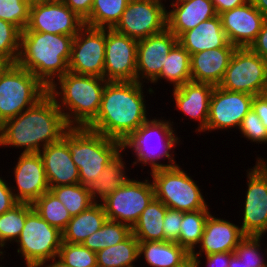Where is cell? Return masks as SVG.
<instances>
[{
	"mask_svg": "<svg viewBox=\"0 0 267 267\" xmlns=\"http://www.w3.org/2000/svg\"><path fill=\"white\" fill-rule=\"evenodd\" d=\"M143 181L129 179L101 202L108 220L134 226L155 198L153 182L147 178Z\"/></svg>",
	"mask_w": 267,
	"mask_h": 267,
	"instance_id": "obj_11",
	"label": "cell"
},
{
	"mask_svg": "<svg viewBox=\"0 0 267 267\" xmlns=\"http://www.w3.org/2000/svg\"><path fill=\"white\" fill-rule=\"evenodd\" d=\"M30 4H34V3H40V2H46V1H50V0H28Z\"/></svg>",
	"mask_w": 267,
	"mask_h": 267,
	"instance_id": "obj_55",
	"label": "cell"
},
{
	"mask_svg": "<svg viewBox=\"0 0 267 267\" xmlns=\"http://www.w3.org/2000/svg\"><path fill=\"white\" fill-rule=\"evenodd\" d=\"M58 258L70 267H95L97 265L96 252L79 243L62 242Z\"/></svg>",
	"mask_w": 267,
	"mask_h": 267,
	"instance_id": "obj_41",
	"label": "cell"
},
{
	"mask_svg": "<svg viewBox=\"0 0 267 267\" xmlns=\"http://www.w3.org/2000/svg\"><path fill=\"white\" fill-rule=\"evenodd\" d=\"M267 159L257 158L256 164L247 170L242 225L245 236H264L267 233Z\"/></svg>",
	"mask_w": 267,
	"mask_h": 267,
	"instance_id": "obj_12",
	"label": "cell"
},
{
	"mask_svg": "<svg viewBox=\"0 0 267 267\" xmlns=\"http://www.w3.org/2000/svg\"><path fill=\"white\" fill-rule=\"evenodd\" d=\"M62 2L85 20L90 15L94 0H62Z\"/></svg>",
	"mask_w": 267,
	"mask_h": 267,
	"instance_id": "obj_47",
	"label": "cell"
},
{
	"mask_svg": "<svg viewBox=\"0 0 267 267\" xmlns=\"http://www.w3.org/2000/svg\"><path fill=\"white\" fill-rule=\"evenodd\" d=\"M21 30L0 19V59L16 63L20 52Z\"/></svg>",
	"mask_w": 267,
	"mask_h": 267,
	"instance_id": "obj_40",
	"label": "cell"
},
{
	"mask_svg": "<svg viewBox=\"0 0 267 267\" xmlns=\"http://www.w3.org/2000/svg\"><path fill=\"white\" fill-rule=\"evenodd\" d=\"M73 36L22 31L17 64L47 88L69 71Z\"/></svg>",
	"mask_w": 267,
	"mask_h": 267,
	"instance_id": "obj_3",
	"label": "cell"
},
{
	"mask_svg": "<svg viewBox=\"0 0 267 267\" xmlns=\"http://www.w3.org/2000/svg\"><path fill=\"white\" fill-rule=\"evenodd\" d=\"M2 178L0 177V215L19 203L11 190V185L9 186L7 181Z\"/></svg>",
	"mask_w": 267,
	"mask_h": 267,
	"instance_id": "obj_45",
	"label": "cell"
},
{
	"mask_svg": "<svg viewBox=\"0 0 267 267\" xmlns=\"http://www.w3.org/2000/svg\"><path fill=\"white\" fill-rule=\"evenodd\" d=\"M170 1V0H169ZM187 1H190V0H172L170 6L172 5H177V4H181V3H184V2H187Z\"/></svg>",
	"mask_w": 267,
	"mask_h": 267,
	"instance_id": "obj_54",
	"label": "cell"
},
{
	"mask_svg": "<svg viewBox=\"0 0 267 267\" xmlns=\"http://www.w3.org/2000/svg\"><path fill=\"white\" fill-rule=\"evenodd\" d=\"M130 0H94L90 15L84 25L94 28L113 29Z\"/></svg>",
	"mask_w": 267,
	"mask_h": 267,
	"instance_id": "obj_33",
	"label": "cell"
},
{
	"mask_svg": "<svg viewBox=\"0 0 267 267\" xmlns=\"http://www.w3.org/2000/svg\"><path fill=\"white\" fill-rule=\"evenodd\" d=\"M245 237L239 225L227 219L216 218L211 213L206 219L199 251L191 253L195 267H201L202 253L207 256L213 253H234L239 242Z\"/></svg>",
	"mask_w": 267,
	"mask_h": 267,
	"instance_id": "obj_20",
	"label": "cell"
},
{
	"mask_svg": "<svg viewBox=\"0 0 267 267\" xmlns=\"http://www.w3.org/2000/svg\"><path fill=\"white\" fill-rule=\"evenodd\" d=\"M105 45L106 29L84 25L73 38L69 71L103 77Z\"/></svg>",
	"mask_w": 267,
	"mask_h": 267,
	"instance_id": "obj_14",
	"label": "cell"
},
{
	"mask_svg": "<svg viewBox=\"0 0 267 267\" xmlns=\"http://www.w3.org/2000/svg\"><path fill=\"white\" fill-rule=\"evenodd\" d=\"M32 205L44 220L61 232L72 218L63 203L50 190L41 195Z\"/></svg>",
	"mask_w": 267,
	"mask_h": 267,
	"instance_id": "obj_37",
	"label": "cell"
},
{
	"mask_svg": "<svg viewBox=\"0 0 267 267\" xmlns=\"http://www.w3.org/2000/svg\"><path fill=\"white\" fill-rule=\"evenodd\" d=\"M236 47L204 50L190 55L191 80L218 86Z\"/></svg>",
	"mask_w": 267,
	"mask_h": 267,
	"instance_id": "obj_24",
	"label": "cell"
},
{
	"mask_svg": "<svg viewBox=\"0 0 267 267\" xmlns=\"http://www.w3.org/2000/svg\"><path fill=\"white\" fill-rule=\"evenodd\" d=\"M183 213V211L167 207L162 227L164 231V241L178 243Z\"/></svg>",
	"mask_w": 267,
	"mask_h": 267,
	"instance_id": "obj_44",
	"label": "cell"
},
{
	"mask_svg": "<svg viewBox=\"0 0 267 267\" xmlns=\"http://www.w3.org/2000/svg\"><path fill=\"white\" fill-rule=\"evenodd\" d=\"M254 96L215 86L209 103L206 129L203 132L239 129L243 118L252 109Z\"/></svg>",
	"mask_w": 267,
	"mask_h": 267,
	"instance_id": "obj_17",
	"label": "cell"
},
{
	"mask_svg": "<svg viewBox=\"0 0 267 267\" xmlns=\"http://www.w3.org/2000/svg\"><path fill=\"white\" fill-rule=\"evenodd\" d=\"M69 128L55 99L47 93L34 106L0 125V146L21 148L24 154L39 153L59 141Z\"/></svg>",
	"mask_w": 267,
	"mask_h": 267,
	"instance_id": "obj_2",
	"label": "cell"
},
{
	"mask_svg": "<svg viewBox=\"0 0 267 267\" xmlns=\"http://www.w3.org/2000/svg\"><path fill=\"white\" fill-rule=\"evenodd\" d=\"M13 169L17 186L11 187V190L18 202L33 204L50 190L39 153H21Z\"/></svg>",
	"mask_w": 267,
	"mask_h": 267,
	"instance_id": "obj_18",
	"label": "cell"
},
{
	"mask_svg": "<svg viewBox=\"0 0 267 267\" xmlns=\"http://www.w3.org/2000/svg\"><path fill=\"white\" fill-rule=\"evenodd\" d=\"M182 169L176 164L150 172L155 198L178 211L209 209L197 182Z\"/></svg>",
	"mask_w": 267,
	"mask_h": 267,
	"instance_id": "obj_8",
	"label": "cell"
},
{
	"mask_svg": "<svg viewBox=\"0 0 267 267\" xmlns=\"http://www.w3.org/2000/svg\"><path fill=\"white\" fill-rule=\"evenodd\" d=\"M215 86L208 83L187 82L173 89V97L176 109L183 112L184 116L198 121L195 132H203L206 129L209 114V103Z\"/></svg>",
	"mask_w": 267,
	"mask_h": 267,
	"instance_id": "obj_23",
	"label": "cell"
},
{
	"mask_svg": "<svg viewBox=\"0 0 267 267\" xmlns=\"http://www.w3.org/2000/svg\"><path fill=\"white\" fill-rule=\"evenodd\" d=\"M138 256L150 267H183L191 260L185 248L169 241H139Z\"/></svg>",
	"mask_w": 267,
	"mask_h": 267,
	"instance_id": "obj_27",
	"label": "cell"
},
{
	"mask_svg": "<svg viewBox=\"0 0 267 267\" xmlns=\"http://www.w3.org/2000/svg\"><path fill=\"white\" fill-rule=\"evenodd\" d=\"M177 42L178 38L168 28L138 40L136 81L151 83L160 74L167 54Z\"/></svg>",
	"mask_w": 267,
	"mask_h": 267,
	"instance_id": "obj_19",
	"label": "cell"
},
{
	"mask_svg": "<svg viewBox=\"0 0 267 267\" xmlns=\"http://www.w3.org/2000/svg\"><path fill=\"white\" fill-rule=\"evenodd\" d=\"M166 28L167 10L163 0H130L113 29L140 40Z\"/></svg>",
	"mask_w": 267,
	"mask_h": 267,
	"instance_id": "obj_13",
	"label": "cell"
},
{
	"mask_svg": "<svg viewBox=\"0 0 267 267\" xmlns=\"http://www.w3.org/2000/svg\"><path fill=\"white\" fill-rule=\"evenodd\" d=\"M249 48L267 61V18L264 20L255 41Z\"/></svg>",
	"mask_w": 267,
	"mask_h": 267,
	"instance_id": "obj_46",
	"label": "cell"
},
{
	"mask_svg": "<svg viewBox=\"0 0 267 267\" xmlns=\"http://www.w3.org/2000/svg\"><path fill=\"white\" fill-rule=\"evenodd\" d=\"M178 42L190 55L204 50L235 47L229 43L219 15L199 23L194 29L184 32Z\"/></svg>",
	"mask_w": 267,
	"mask_h": 267,
	"instance_id": "obj_26",
	"label": "cell"
},
{
	"mask_svg": "<svg viewBox=\"0 0 267 267\" xmlns=\"http://www.w3.org/2000/svg\"><path fill=\"white\" fill-rule=\"evenodd\" d=\"M210 213L209 209L183 213L178 244L185 248L190 254L195 251V249L197 251L196 247L200 243L205 222Z\"/></svg>",
	"mask_w": 267,
	"mask_h": 267,
	"instance_id": "obj_36",
	"label": "cell"
},
{
	"mask_svg": "<svg viewBox=\"0 0 267 267\" xmlns=\"http://www.w3.org/2000/svg\"><path fill=\"white\" fill-rule=\"evenodd\" d=\"M48 88L30 71L11 63L0 76V125L34 106Z\"/></svg>",
	"mask_w": 267,
	"mask_h": 267,
	"instance_id": "obj_7",
	"label": "cell"
},
{
	"mask_svg": "<svg viewBox=\"0 0 267 267\" xmlns=\"http://www.w3.org/2000/svg\"><path fill=\"white\" fill-rule=\"evenodd\" d=\"M261 239L262 236H245L234 253H231L228 267H267L264 254L261 252Z\"/></svg>",
	"mask_w": 267,
	"mask_h": 267,
	"instance_id": "obj_38",
	"label": "cell"
},
{
	"mask_svg": "<svg viewBox=\"0 0 267 267\" xmlns=\"http://www.w3.org/2000/svg\"><path fill=\"white\" fill-rule=\"evenodd\" d=\"M49 262L50 264H48ZM38 267H70V266L66 265L60 258L56 257L43 262Z\"/></svg>",
	"mask_w": 267,
	"mask_h": 267,
	"instance_id": "obj_51",
	"label": "cell"
},
{
	"mask_svg": "<svg viewBox=\"0 0 267 267\" xmlns=\"http://www.w3.org/2000/svg\"><path fill=\"white\" fill-rule=\"evenodd\" d=\"M30 5L28 0H0V19L23 31L29 21Z\"/></svg>",
	"mask_w": 267,
	"mask_h": 267,
	"instance_id": "obj_42",
	"label": "cell"
},
{
	"mask_svg": "<svg viewBox=\"0 0 267 267\" xmlns=\"http://www.w3.org/2000/svg\"><path fill=\"white\" fill-rule=\"evenodd\" d=\"M183 267H195L194 263L192 260H190L185 266Z\"/></svg>",
	"mask_w": 267,
	"mask_h": 267,
	"instance_id": "obj_56",
	"label": "cell"
},
{
	"mask_svg": "<svg viewBox=\"0 0 267 267\" xmlns=\"http://www.w3.org/2000/svg\"><path fill=\"white\" fill-rule=\"evenodd\" d=\"M239 131L247 140L257 144L260 142V144H267V128L252 109L243 118Z\"/></svg>",
	"mask_w": 267,
	"mask_h": 267,
	"instance_id": "obj_43",
	"label": "cell"
},
{
	"mask_svg": "<svg viewBox=\"0 0 267 267\" xmlns=\"http://www.w3.org/2000/svg\"><path fill=\"white\" fill-rule=\"evenodd\" d=\"M143 87L137 81H108L99 112L86 128L123 143L149 119Z\"/></svg>",
	"mask_w": 267,
	"mask_h": 267,
	"instance_id": "obj_1",
	"label": "cell"
},
{
	"mask_svg": "<svg viewBox=\"0 0 267 267\" xmlns=\"http://www.w3.org/2000/svg\"><path fill=\"white\" fill-rule=\"evenodd\" d=\"M107 216L101 203L95 202L87 210L73 216L62 231V240L67 243H79L100 229Z\"/></svg>",
	"mask_w": 267,
	"mask_h": 267,
	"instance_id": "obj_28",
	"label": "cell"
},
{
	"mask_svg": "<svg viewBox=\"0 0 267 267\" xmlns=\"http://www.w3.org/2000/svg\"><path fill=\"white\" fill-rule=\"evenodd\" d=\"M252 4L267 18V0H250Z\"/></svg>",
	"mask_w": 267,
	"mask_h": 267,
	"instance_id": "obj_52",
	"label": "cell"
},
{
	"mask_svg": "<svg viewBox=\"0 0 267 267\" xmlns=\"http://www.w3.org/2000/svg\"><path fill=\"white\" fill-rule=\"evenodd\" d=\"M215 6L216 12L219 15L222 12L229 11L233 8L242 6L248 0H211Z\"/></svg>",
	"mask_w": 267,
	"mask_h": 267,
	"instance_id": "obj_50",
	"label": "cell"
},
{
	"mask_svg": "<svg viewBox=\"0 0 267 267\" xmlns=\"http://www.w3.org/2000/svg\"><path fill=\"white\" fill-rule=\"evenodd\" d=\"M123 149L111 162L104 168L96 180L86 185L87 191L94 202H102L107 196L121 187L130 178L125 171L126 162L123 161ZM99 198V200H98Z\"/></svg>",
	"mask_w": 267,
	"mask_h": 267,
	"instance_id": "obj_29",
	"label": "cell"
},
{
	"mask_svg": "<svg viewBox=\"0 0 267 267\" xmlns=\"http://www.w3.org/2000/svg\"><path fill=\"white\" fill-rule=\"evenodd\" d=\"M139 241L131 234L116 245L96 252L97 264L104 267H130L139 259Z\"/></svg>",
	"mask_w": 267,
	"mask_h": 267,
	"instance_id": "obj_32",
	"label": "cell"
},
{
	"mask_svg": "<svg viewBox=\"0 0 267 267\" xmlns=\"http://www.w3.org/2000/svg\"><path fill=\"white\" fill-rule=\"evenodd\" d=\"M79 171L80 184L86 186L98 178L104 168L122 150L123 143L86 127H70L62 136Z\"/></svg>",
	"mask_w": 267,
	"mask_h": 267,
	"instance_id": "obj_5",
	"label": "cell"
},
{
	"mask_svg": "<svg viewBox=\"0 0 267 267\" xmlns=\"http://www.w3.org/2000/svg\"><path fill=\"white\" fill-rule=\"evenodd\" d=\"M252 110L260 118L263 125L267 128V94L255 95L252 101Z\"/></svg>",
	"mask_w": 267,
	"mask_h": 267,
	"instance_id": "obj_48",
	"label": "cell"
},
{
	"mask_svg": "<svg viewBox=\"0 0 267 267\" xmlns=\"http://www.w3.org/2000/svg\"><path fill=\"white\" fill-rule=\"evenodd\" d=\"M50 191L63 203L72 217L87 210L95 203L86 186L80 183L50 187Z\"/></svg>",
	"mask_w": 267,
	"mask_h": 267,
	"instance_id": "obj_39",
	"label": "cell"
},
{
	"mask_svg": "<svg viewBox=\"0 0 267 267\" xmlns=\"http://www.w3.org/2000/svg\"><path fill=\"white\" fill-rule=\"evenodd\" d=\"M132 234L130 226L116 221L106 220L103 226L88 236L82 245L91 251L99 250L121 243Z\"/></svg>",
	"mask_w": 267,
	"mask_h": 267,
	"instance_id": "obj_35",
	"label": "cell"
},
{
	"mask_svg": "<svg viewBox=\"0 0 267 267\" xmlns=\"http://www.w3.org/2000/svg\"><path fill=\"white\" fill-rule=\"evenodd\" d=\"M84 20L62 1H46L30 5L29 21L23 31L75 36Z\"/></svg>",
	"mask_w": 267,
	"mask_h": 267,
	"instance_id": "obj_15",
	"label": "cell"
},
{
	"mask_svg": "<svg viewBox=\"0 0 267 267\" xmlns=\"http://www.w3.org/2000/svg\"><path fill=\"white\" fill-rule=\"evenodd\" d=\"M204 258H206L205 262L208 267H228L231 253H213L205 256Z\"/></svg>",
	"mask_w": 267,
	"mask_h": 267,
	"instance_id": "obj_49",
	"label": "cell"
},
{
	"mask_svg": "<svg viewBox=\"0 0 267 267\" xmlns=\"http://www.w3.org/2000/svg\"><path fill=\"white\" fill-rule=\"evenodd\" d=\"M138 40L106 29L103 77L106 81H136Z\"/></svg>",
	"mask_w": 267,
	"mask_h": 267,
	"instance_id": "obj_16",
	"label": "cell"
},
{
	"mask_svg": "<svg viewBox=\"0 0 267 267\" xmlns=\"http://www.w3.org/2000/svg\"><path fill=\"white\" fill-rule=\"evenodd\" d=\"M218 86L253 96L264 94L267 89V61L249 47L236 48Z\"/></svg>",
	"mask_w": 267,
	"mask_h": 267,
	"instance_id": "obj_10",
	"label": "cell"
},
{
	"mask_svg": "<svg viewBox=\"0 0 267 267\" xmlns=\"http://www.w3.org/2000/svg\"><path fill=\"white\" fill-rule=\"evenodd\" d=\"M160 79H164L169 84H173L172 86L174 88L192 81L190 54L179 42L167 54L160 74L151 83H158Z\"/></svg>",
	"mask_w": 267,
	"mask_h": 267,
	"instance_id": "obj_31",
	"label": "cell"
},
{
	"mask_svg": "<svg viewBox=\"0 0 267 267\" xmlns=\"http://www.w3.org/2000/svg\"><path fill=\"white\" fill-rule=\"evenodd\" d=\"M171 8L167 10V28L177 38L199 23L218 15L211 0H190L172 5Z\"/></svg>",
	"mask_w": 267,
	"mask_h": 267,
	"instance_id": "obj_25",
	"label": "cell"
},
{
	"mask_svg": "<svg viewBox=\"0 0 267 267\" xmlns=\"http://www.w3.org/2000/svg\"><path fill=\"white\" fill-rule=\"evenodd\" d=\"M62 242V232L51 226L33 208L27 214L25 225L16 240L17 253L25 260L26 267H38L58 257Z\"/></svg>",
	"mask_w": 267,
	"mask_h": 267,
	"instance_id": "obj_9",
	"label": "cell"
},
{
	"mask_svg": "<svg viewBox=\"0 0 267 267\" xmlns=\"http://www.w3.org/2000/svg\"><path fill=\"white\" fill-rule=\"evenodd\" d=\"M219 16L229 43L236 48L250 47L266 19L250 0Z\"/></svg>",
	"mask_w": 267,
	"mask_h": 267,
	"instance_id": "obj_21",
	"label": "cell"
},
{
	"mask_svg": "<svg viewBox=\"0 0 267 267\" xmlns=\"http://www.w3.org/2000/svg\"><path fill=\"white\" fill-rule=\"evenodd\" d=\"M11 63L1 60L0 59V76L2 74V72L10 65Z\"/></svg>",
	"mask_w": 267,
	"mask_h": 267,
	"instance_id": "obj_53",
	"label": "cell"
},
{
	"mask_svg": "<svg viewBox=\"0 0 267 267\" xmlns=\"http://www.w3.org/2000/svg\"><path fill=\"white\" fill-rule=\"evenodd\" d=\"M33 209V205L29 203H18L9 211L0 215V261L5 255L2 250L6 244L16 242L19 238L21 231L25 225L27 214Z\"/></svg>",
	"mask_w": 267,
	"mask_h": 267,
	"instance_id": "obj_34",
	"label": "cell"
},
{
	"mask_svg": "<svg viewBox=\"0 0 267 267\" xmlns=\"http://www.w3.org/2000/svg\"><path fill=\"white\" fill-rule=\"evenodd\" d=\"M173 121L162 119H148L127 140L123 142V149H131L135 154L136 164L150 166V170L167 168L176 165L174 149L179 140ZM174 129V130H173ZM173 150V151H171ZM168 159V164H162L160 159ZM166 158V159H164ZM159 161V162H158Z\"/></svg>",
	"mask_w": 267,
	"mask_h": 267,
	"instance_id": "obj_6",
	"label": "cell"
},
{
	"mask_svg": "<svg viewBox=\"0 0 267 267\" xmlns=\"http://www.w3.org/2000/svg\"><path fill=\"white\" fill-rule=\"evenodd\" d=\"M167 206L154 198L134 224L132 234L138 241H164L163 222Z\"/></svg>",
	"mask_w": 267,
	"mask_h": 267,
	"instance_id": "obj_30",
	"label": "cell"
},
{
	"mask_svg": "<svg viewBox=\"0 0 267 267\" xmlns=\"http://www.w3.org/2000/svg\"><path fill=\"white\" fill-rule=\"evenodd\" d=\"M39 154L43 160L49 187L80 183L78 168L62 138L44 147Z\"/></svg>",
	"mask_w": 267,
	"mask_h": 267,
	"instance_id": "obj_22",
	"label": "cell"
},
{
	"mask_svg": "<svg viewBox=\"0 0 267 267\" xmlns=\"http://www.w3.org/2000/svg\"><path fill=\"white\" fill-rule=\"evenodd\" d=\"M56 81L48 88V93L55 99L67 125L87 127L99 112L102 93L108 81L104 77L70 71Z\"/></svg>",
	"mask_w": 267,
	"mask_h": 267,
	"instance_id": "obj_4",
	"label": "cell"
}]
</instances>
